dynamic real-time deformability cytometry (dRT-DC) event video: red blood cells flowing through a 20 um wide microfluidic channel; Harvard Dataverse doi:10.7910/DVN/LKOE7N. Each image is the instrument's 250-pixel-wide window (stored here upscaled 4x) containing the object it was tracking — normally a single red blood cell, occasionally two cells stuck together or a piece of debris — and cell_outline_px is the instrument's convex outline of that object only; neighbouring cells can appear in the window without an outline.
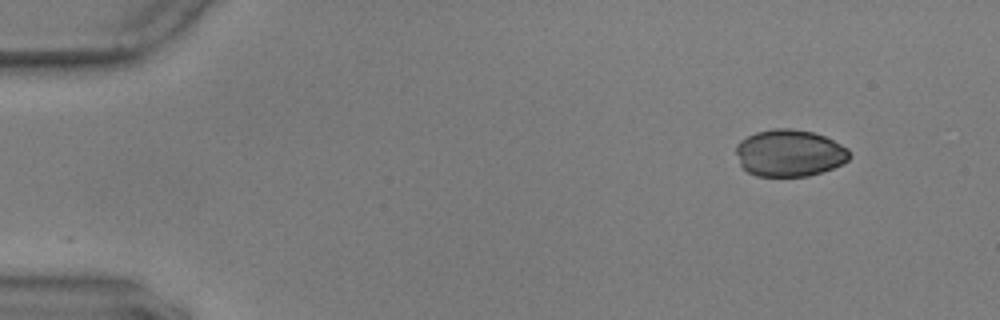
{"species": "common noctule bat (a hibernating species)", "species_latin": "Nyctalus noctula", "temperature_condition": "warm", "stored_images_in_passage": 51, "camera_frame_rate_fps": 3000, "um_per_image_px": 0.085, "animal": {"sex": "male", "body_mass_g": 17.9, "forearm_length_mm": 54.2}, "frame": {"image": 1, "passage_image": 1, "time_ms": 0.0, "image_size_px": [1000, 320], "cell_outline_px": [[852, 156], [844, 164], [808, 176], [756, 176], [748, 172], [740, 164], [736, 152], [736, 144], [740, 140], [756, 132], [772, 128], [792, 128], [812, 132], [824, 136], [848, 148]], "centroid_in_image_um": [67.11, 13.0], "position_along_channel_um": 17.9, "area_um2": 31.15}}
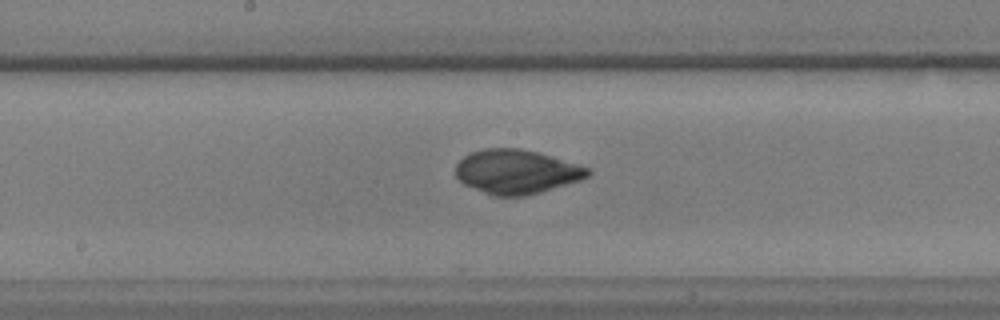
{"frame": {"image": 2, "passage_image": 25, "time_ms": 8.0, "image_size_px": [1000, 320], "cell_outline_px": [[592, 172], [588, 176], [580, 180], [540, 192], [524, 196], [492, 196], [464, 184], [456, 176], [456, 164], [464, 156], [472, 152], [484, 148], [520, 148], [540, 152], [592, 168]], "centroid_in_image_um": [43.93, 14.59], "position_along_channel_um": 204.3, "area_um2": 34.22}}
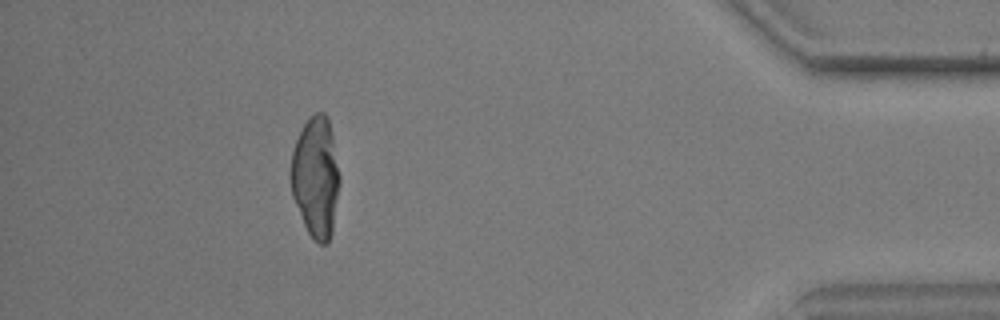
{"frame": {"image": 3, "passage_image": 46, "time_ms": 15.0, "image_size_px": [1000, 320], "cell_outline_px": [[340, 184], [332, 232], [328, 244], [320, 244], [308, 232], [304, 224], [292, 196], [288, 172], [292, 152], [296, 140], [308, 116], [316, 112], [324, 112], [328, 116], [340, 176]], "centroid_in_image_um": [26.82, 15.03], "position_along_channel_um": 408.4, "area_um2": 34.74}}